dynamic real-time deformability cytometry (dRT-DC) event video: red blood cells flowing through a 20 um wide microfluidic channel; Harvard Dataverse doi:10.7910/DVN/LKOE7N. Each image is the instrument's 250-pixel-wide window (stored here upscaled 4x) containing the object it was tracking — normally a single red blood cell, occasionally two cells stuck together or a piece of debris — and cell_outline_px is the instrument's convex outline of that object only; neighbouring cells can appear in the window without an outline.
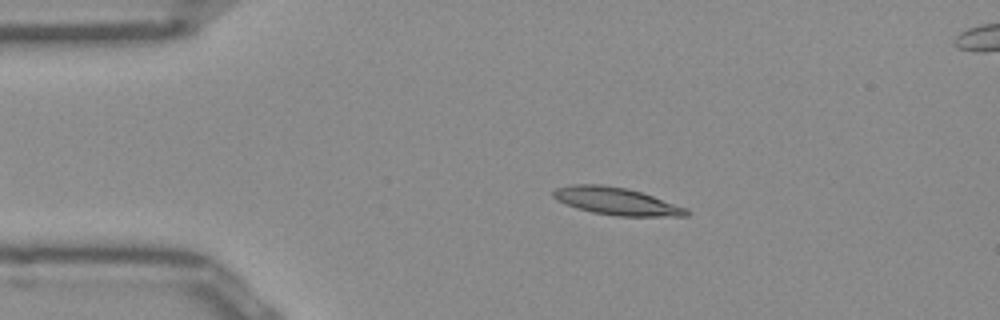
{"species": "Egyptian fruit bat (a non-hibernating species)", "species_latin": "Rousettus aegyptiacus", "temperature_condition": "room temperature", "stored_images_in_passage": 39, "camera_frame_rate_fps": 3000, "um_per_image_px": 0.085, "frame": {"image": 1, "passage_image": 9, "time_ms": 2.667, "image_size_px": [1000, 320], "cell_outline_px": [[688, 216], [616, 216], [592, 212], [576, 208], [556, 200], [552, 196], [552, 192], [556, 188], [572, 184], [600, 184], [624, 188], [640, 192], [688, 208]], "centroid_in_image_um": [52.35, 17.1], "position_along_channel_um": 32.6, "area_um2": 21.15}}
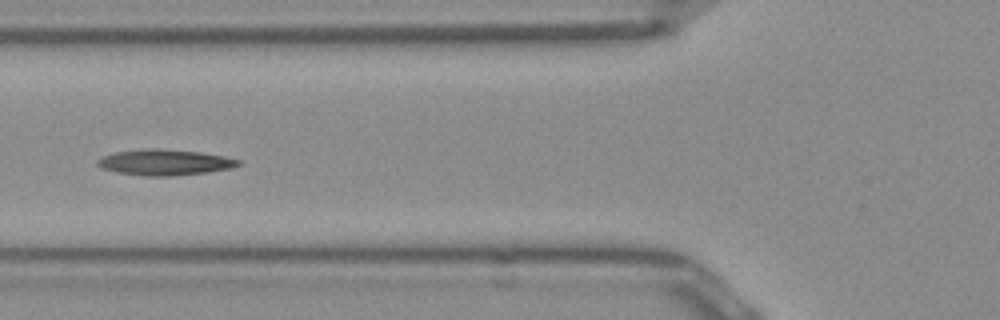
{"frame": {"image": 2, "passage_image": 18, "time_ms": 5.667, "image_size_px": [1000, 320], "cell_outline_px": [[244, 164], [232, 168], [208, 172], [172, 176], [148, 176], [116, 172], [100, 168], [96, 164], [96, 160], [104, 156], [116, 152], [148, 148], [200, 152], [224, 156], [240, 160]], "centroid_in_image_um": [14.03, 13.81], "position_along_channel_um": 111.8, "area_um2": 21.15}}
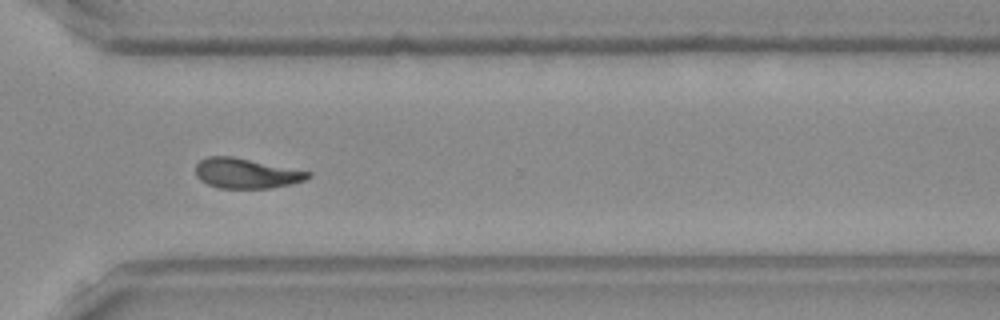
{"frame": {"image": 3, "passage_image": 36, "time_ms": 11.667, "image_size_px": [1000, 320], "cell_outline_px": [[312, 176], [304, 180], [292, 184], [268, 188], [220, 188], [208, 184], [200, 180], [196, 176], [196, 164], [200, 160], [208, 156], [232, 156], [312, 172]], "centroid_in_image_um": [20.93, 14.73], "position_along_channel_um": 349.7, "area_um2": 19.65}, "authors_computed_cell_mechanics": {"area_um2": 19.8254, "velocity_mm_per_s": 3.9655, "shape_relaxation_time_tau1_ms": 10.4193, "shape_relaxation_time_tau2_ms": 4.9737, "deformation_change_tau1": 0.2799, "deformation_change_tau2": 0.1068}}